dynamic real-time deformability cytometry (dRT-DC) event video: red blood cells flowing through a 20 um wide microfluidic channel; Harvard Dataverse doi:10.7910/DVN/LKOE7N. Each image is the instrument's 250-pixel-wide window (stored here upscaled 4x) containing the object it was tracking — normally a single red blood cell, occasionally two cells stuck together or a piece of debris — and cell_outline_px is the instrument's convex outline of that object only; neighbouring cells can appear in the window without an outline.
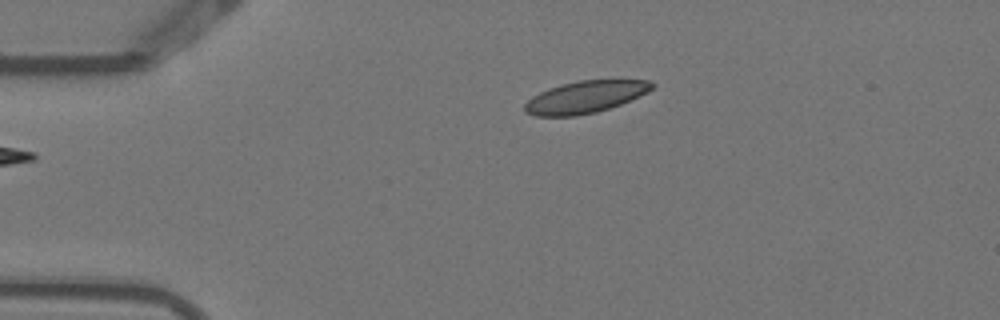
{"species": "Egyptian fruit bat (a non-hibernating species)", "species_latin": "Rousettus aegyptiacus", "temperature_condition": "warm", "stored_images_in_passage": 5, "camera_frame_rate_fps": 3000, "um_per_image_px": 0.085, "animal": {"sex": "female"}, "frame": {"image": 1, "passage_image": 5, "time_ms": 1.333, "image_size_px": [1000, 320], "cell_outline_px": [[656, 84], [648, 92], [620, 104], [596, 112], [576, 116], [536, 116], [524, 112], [524, 104], [532, 96], [548, 88], [560, 84], [580, 80], [648, 80]], "centroid_in_image_um": [49.71, 8.24], "position_along_channel_um": 35.3, "area_um2": 23.76}}